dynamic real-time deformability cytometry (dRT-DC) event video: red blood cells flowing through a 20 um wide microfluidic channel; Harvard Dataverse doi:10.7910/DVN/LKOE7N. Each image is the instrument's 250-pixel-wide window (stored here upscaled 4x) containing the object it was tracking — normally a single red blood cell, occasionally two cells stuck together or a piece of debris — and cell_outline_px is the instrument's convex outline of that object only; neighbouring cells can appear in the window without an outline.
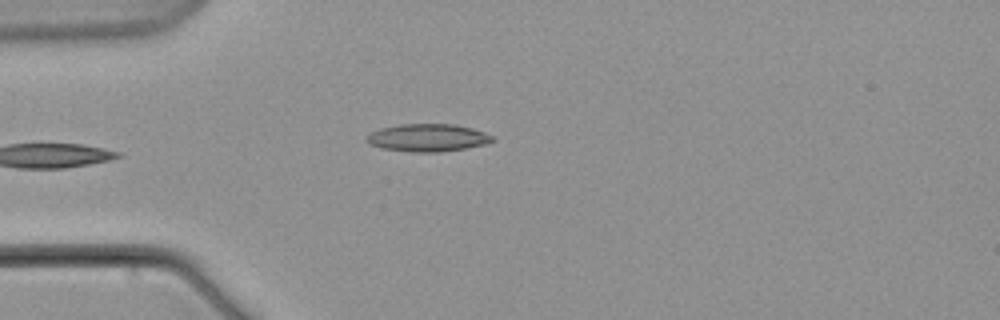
{"species": "common noctule bat (a hibernating species)", "species_latin": "Nyctalus noctula", "temperature_condition": "warm", "stored_images_in_passage": 7, "camera_frame_rate_fps": 3000, "um_per_image_px": 0.085, "animal": {"sex": "male", "body_mass_g": 21.5, "forearm_length_mm": 52.0}, "frame": {"image": 1, "passage_image": 7, "time_ms": 8.333, "image_size_px": [1000, 320], "cell_outline_px": [[496, 140], [488, 144], [440, 152], [412, 152], [380, 148], [364, 140], [372, 132], [380, 128], [400, 124], [452, 124], [472, 128], [484, 132], [492, 136]], "centroid_in_image_um": [36.38, 11.71], "position_along_channel_um": 48.6, "area_um2": 20.23}}